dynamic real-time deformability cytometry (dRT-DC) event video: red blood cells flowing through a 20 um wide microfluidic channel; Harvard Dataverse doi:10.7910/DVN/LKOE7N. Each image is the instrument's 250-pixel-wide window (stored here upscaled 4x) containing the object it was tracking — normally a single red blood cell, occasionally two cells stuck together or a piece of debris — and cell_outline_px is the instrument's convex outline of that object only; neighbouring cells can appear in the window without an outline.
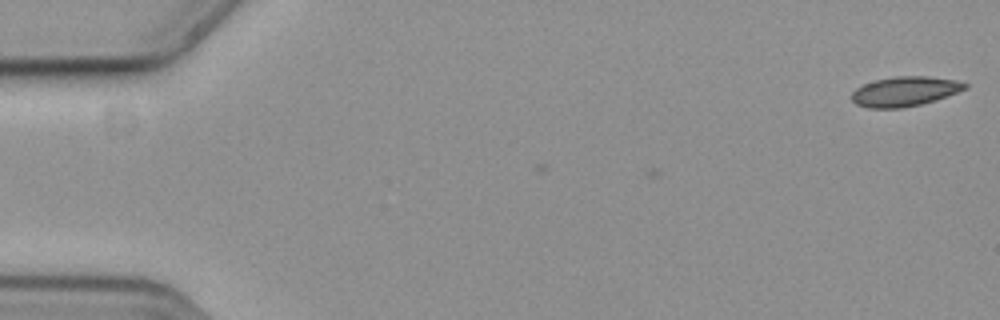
{"species": "common noctule bat (a hibernating species)", "species_latin": "Nyctalus noctula", "temperature_condition": "cold", "stored_images_in_passage": 3, "camera_frame_rate_fps": 3000, "um_per_image_px": 0.085, "animal": {"sex": "female", "body_mass_g": 19.3, "forearm_length_mm": 54.1}, "frame": {"image": 1, "passage_image": 1, "time_ms": 0.0, "image_size_px": [1000, 320], "cell_outline_px": [[968, 88], [936, 100], [920, 104], [900, 108], [868, 108], [856, 104], [852, 100], [852, 92], [856, 88], [864, 84], [876, 80], [892, 76], [928, 76], [956, 80], [968, 84]], "centroid_in_image_um": [76.91, 7.76], "position_along_channel_um": 8.1, "area_um2": 19.59}}